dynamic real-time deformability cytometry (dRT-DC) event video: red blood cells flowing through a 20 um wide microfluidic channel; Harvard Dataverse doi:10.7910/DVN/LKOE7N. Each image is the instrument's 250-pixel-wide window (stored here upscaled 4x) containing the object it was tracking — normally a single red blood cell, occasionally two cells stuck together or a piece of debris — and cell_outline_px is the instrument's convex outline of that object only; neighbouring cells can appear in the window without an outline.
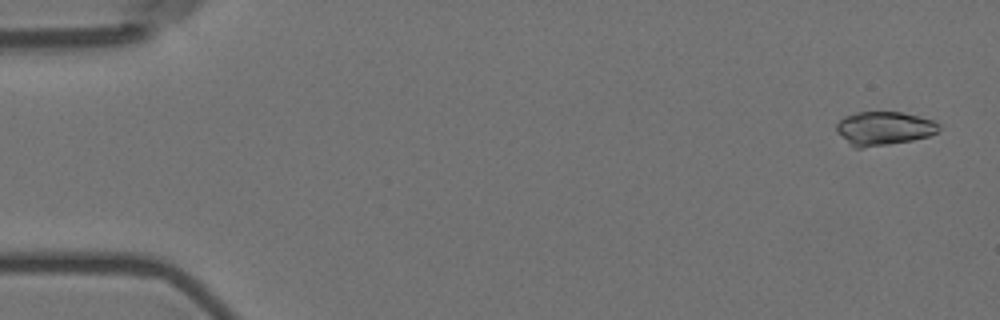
{"species": "Egyptian fruit bat (a non-hibernating species)", "species_latin": "Rousettus aegyptiacus", "temperature_condition": "room temperature", "stored_images_in_passage": 5, "camera_frame_rate_fps": 3000, "um_per_image_px": 0.085, "animal": {"sex": "female"}, "frame": {"image": 1, "passage_image": 1, "time_ms": 0.0, "image_size_px": [1000, 320], "cell_outline_px": [[940, 128], [936, 132], [928, 136], [912, 140], [888, 144], [860, 148], [852, 148], [836, 132], [836, 124], [844, 116], [856, 112], [900, 112], [932, 120], [940, 124]], "centroid_in_image_um": [75.07, 10.92], "position_along_channel_um": 9.9, "area_um2": 20.06}}
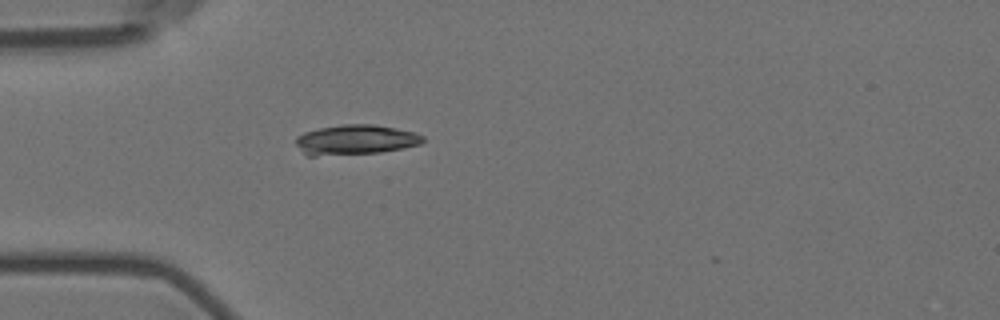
{"frame": {"image": 2, "passage_image": 5, "time_ms": 1.333, "image_size_px": [1000, 320], "cell_outline_px": [[424, 140], [420, 144], [404, 148], [380, 152], [316, 156], [308, 156], [296, 144], [296, 136], [304, 132], [320, 128], [344, 124], [372, 124], [396, 128], [412, 132], [424, 136]], "centroid_in_image_um": [30.22, 11.88], "position_along_channel_um": 54.8, "area_um2": 22.02}}